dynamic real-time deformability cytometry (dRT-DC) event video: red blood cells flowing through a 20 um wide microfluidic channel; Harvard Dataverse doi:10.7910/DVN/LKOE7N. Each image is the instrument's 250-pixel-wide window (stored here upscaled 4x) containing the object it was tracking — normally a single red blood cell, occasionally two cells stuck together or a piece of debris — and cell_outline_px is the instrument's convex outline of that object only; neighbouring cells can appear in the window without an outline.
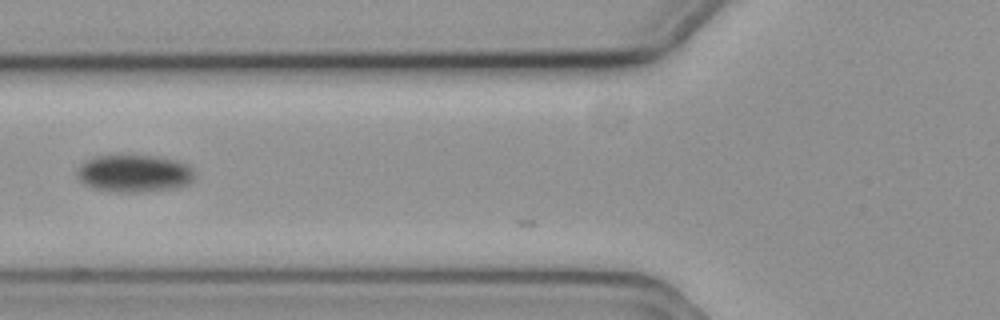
{"species": "common noctule bat (a hibernating species)", "species_latin": "Nyctalus noctula", "temperature_condition": "cold", "stored_images_in_passage": 9, "camera_frame_rate_fps": 3000, "um_per_image_px": 0.085, "animal": {"sex": "female", "body_mass_g": 19.3, "forearm_length_mm": 54.1}, "frame": {"image": 1, "passage_image": 4, "time_ms": 1.0, "image_size_px": [1000, 320], "cell_outline_px": [[196, 176], [188, 184], [172, 188], [136, 192], [116, 192], [92, 188], [84, 184], [76, 176], [76, 168], [84, 160], [96, 156], [164, 156], [188, 164], [196, 172]], "centroid_in_image_um": [11.4, 14.73], "position_along_channel_um": 114.4, "area_um2": 25.89}}
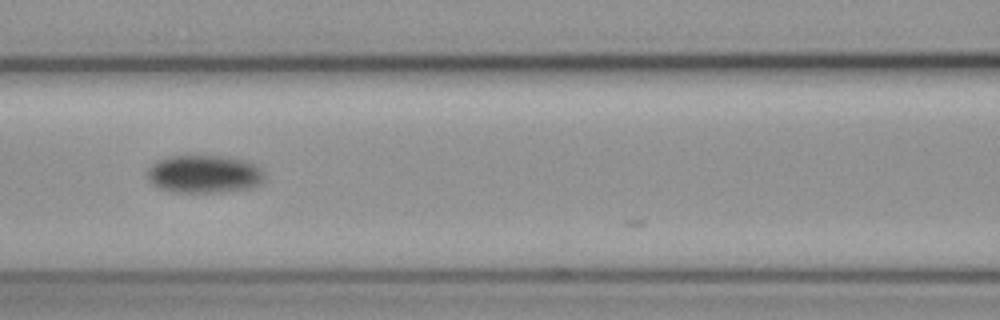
{"frame": {"image": 2, "passage_image": 7, "time_ms": 2.0, "image_size_px": [1000, 320], "cell_outline_px": [[264, 180], [260, 184], [248, 188], [220, 192], [176, 192], [160, 188], [152, 184], [148, 180], [148, 168], [152, 164], [168, 156], [228, 156], [244, 160], [256, 164], [264, 172]], "centroid_in_image_um": [17.37, 14.79], "position_along_channel_um": 149.2, "area_um2": 25.89}}